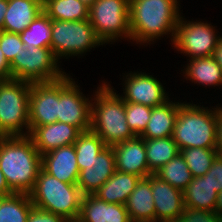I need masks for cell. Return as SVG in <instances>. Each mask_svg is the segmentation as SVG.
Instances as JSON below:
<instances>
[{"instance_id":"obj_10","label":"cell","mask_w":222,"mask_h":222,"mask_svg":"<svg viewBox=\"0 0 222 222\" xmlns=\"http://www.w3.org/2000/svg\"><path fill=\"white\" fill-rule=\"evenodd\" d=\"M180 17L177 24L174 46L187 54L191 59L213 56L221 37L215 34V29L204 22L183 21Z\"/></svg>"},{"instance_id":"obj_6","label":"cell","mask_w":222,"mask_h":222,"mask_svg":"<svg viewBox=\"0 0 222 222\" xmlns=\"http://www.w3.org/2000/svg\"><path fill=\"white\" fill-rule=\"evenodd\" d=\"M30 90L31 82L28 81H0V136L29 135ZM22 127L27 133H23Z\"/></svg>"},{"instance_id":"obj_37","label":"cell","mask_w":222,"mask_h":222,"mask_svg":"<svg viewBox=\"0 0 222 222\" xmlns=\"http://www.w3.org/2000/svg\"><path fill=\"white\" fill-rule=\"evenodd\" d=\"M204 177H208L218 193L222 190V155L216 156Z\"/></svg>"},{"instance_id":"obj_12","label":"cell","mask_w":222,"mask_h":222,"mask_svg":"<svg viewBox=\"0 0 222 222\" xmlns=\"http://www.w3.org/2000/svg\"><path fill=\"white\" fill-rule=\"evenodd\" d=\"M58 121V80L31 83L29 93V126Z\"/></svg>"},{"instance_id":"obj_33","label":"cell","mask_w":222,"mask_h":222,"mask_svg":"<svg viewBox=\"0 0 222 222\" xmlns=\"http://www.w3.org/2000/svg\"><path fill=\"white\" fill-rule=\"evenodd\" d=\"M151 112L152 107L125 102L127 124L135 136H140L144 132L150 120Z\"/></svg>"},{"instance_id":"obj_47","label":"cell","mask_w":222,"mask_h":222,"mask_svg":"<svg viewBox=\"0 0 222 222\" xmlns=\"http://www.w3.org/2000/svg\"><path fill=\"white\" fill-rule=\"evenodd\" d=\"M136 222H158V221H136Z\"/></svg>"},{"instance_id":"obj_14","label":"cell","mask_w":222,"mask_h":222,"mask_svg":"<svg viewBox=\"0 0 222 222\" xmlns=\"http://www.w3.org/2000/svg\"><path fill=\"white\" fill-rule=\"evenodd\" d=\"M126 79L125 96H121L124 102L138 103L153 108L169 100L163 85L152 75L141 72L129 73Z\"/></svg>"},{"instance_id":"obj_39","label":"cell","mask_w":222,"mask_h":222,"mask_svg":"<svg viewBox=\"0 0 222 222\" xmlns=\"http://www.w3.org/2000/svg\"><path fill=\"white\" fill-rule=\"evenodd\" d=\"M216 150L219 155H222V108L218 107L217 135H216Z\"/></svg>"},{"instance_id":"obj_3","label":"cell","mask_w":222,"mask_h":222,"mask_svg":"<svg viewBox=\"0 0 222 222\" xmlns=\"http://www.w3.org/2000/svg\"><path fill=\"white\" fill-rule=\"evenodd\" d=\"M111 88L103 83L91 103V130L109 147L135 137L127 124L125 102Z\"/></svg>"},{"instance_id":"obj_15","label":"cell","mask_w":222,"mask_h":222,"mask_svg":"<svg viewBox=\"0 0 222 222\" xmlns=\"http://www.w3.org/2000/svg\"><path fill=\"white\" fill-rule=\"evenodd\" d=\"M147 177L151 182L155 204V221L173 222L185 209L183 192L172 187L155 174H150Z\"/></svg>"},{"instance_id":"obj_27","label":"cell","mask_w":222,"mask_h":222,"mask_svg":"<svg viewBox=\"0 0 222 222\" xmlns=\"http://www.w3.org/2000/svg\"><path fill=\"white\" fill-rule=\"evenodd\" d=\"M43 11L52 20L82 21L89 19V8L80 0H47Z\"/></svg>"},{"instance_id":"obj_21","label":"cell","mask_w":222,"mask_h":222,"mask_svg":"<svg viewBox=\"0 0 222 222\" xmlns=\"http://www.w3.org/2000/svg\"><path fill=\"white\" fill-rule=\"evenodd\" d=\"M179 102L170 100L153 107L150 120L140 137L144 139L165 138L173 135L176 117L179 111Z\"/></svg>"},{"instance_id":"obj_26","label":"cell","mask_w":222,"mask_h":222,"mask_svg":"<svg viewBox=\"0 0 222 222\" xmlns=\"http://www.w3.org/2000/svg\"><path fill=\"white\" fill-rule=\"evenodd\" d=\"M186 78L203 85H222V69L213 56L190 59Z\"/></svg>"},{"instance_id":"obj_4","label":"cell","mask_w":222,"mask_h":222,"mask_svg":"<svg viewBox=\"0 0 222 222\" xmlns=\"http://www.w3.org/2000/svg\"><path fill=\"white\" fill-rule=\"evenodd\" d=\"M214 109L179 104L172 135L179 151L194 147L216 148L218 108Z\"/></svg>"},{"instance_id":"obj_9","label":"cell","mask_w":222,"mask_h":222,"mask_svg":"<svg viewBox=\"0 0 222 222\" xmlns=\"http://www.w3.org/2000/svg\"><path fill=\"white\" fill-rule=\"evenodd\" d=\"M130 0H96L89 8V22L103 43L123 37L131 40Z\"/></svg>"},{"instance_id":"obj_43","label":"cell","mask_w":222,"mask_h":222,"mask_svg":"<svg viewBox=\"0 0 222 222\" xmlns=\"http://www.w3.org/2000/svg\"><path fill=\"white\" fill-rule=\"evenodd\" d=\"M215 212L222 216V190L218 193Z\"/></svg>"},{"instance_id":"obj_22","label":"cell","mask_w":222,"mask_h":222,"mask_svg":"<svg viewBox=\"0 0 222 222\" xmlns=\"http://www.w3.org/2000/svg\"><path fill=\"white\" fill-rule=\"evenodd\" d=\"M125 207L131 222L155 221V204L148 177L140 178L135 190L128 197Z\"/></svg>"},{"instance_id":"obj_29","label":"cell","mask_w":222,"mask_h":222,"mask_svg":"<svg viewBox=\"0 0 222 222\" xmlns=\"http://www.w3.org/2000/svg\"><path fill=\"white\" fill-rule=\"evenodd\" d=\"M31 198L26 193L0 197V222H27Z\"/></svg>"},{"instance_id":"obj_23","label":"cell","mask_w":222,"mask_h":222,"mask_svg":"<svg viewBox=\"0 0 222 222\" xmlns=\"http://www.w3.org/2000/svg\"><path fill=\"white\" fill-rule=\"evenodd\" d=\"M141 177L132 173H115L94 193L98 199L107 203L125 205L128 197L135 190Z\"/></svg>"},{"instance_id":"obj_40","label":"cell","mask_w":222,"mask_h":222,"mask_svg":"<svg viewBox=\"0 0 222 222\" xmlns=\"http://www.w3.org/2000/svg\"><path fill=\"white\" fill-rule=\"evenodd\" d=\"M14 194V192L9 188L4 174L0 169V197L10 196Z\"/></svg>"},{"instance_id":"obj_28","label":"cell","mask_w":222,"mask_h":222,"mask_svg":"<svg viewBox=\"0 0 222 222\" xmlns=\"http://www.w3.org/2000/svg\"><path fill=\"white\" fill-rule=\"evenodd\" d=\"M52 19L44 12H40L20 37L24 47L50 48Z\"/></svg>"},{"instance_id":"obj_41","label":"cell","mask_w":222,"mask_h":222,"mask_svg":"<svg viewBox=\"0 0 222 222\" xmlns=\"http://www.w3.org/2000/svg\"><path fill=\"white\" fill-rule=\"evenodd\" d=\"M213 57L215 58L218 65L222 69V36L221 39L219 40L217 48L214 51Z\"/></svg>"},{"instance_id":"obj_36","label":"cell","mask_w":222,"mask_h":222,"mask_svg":"<svg viewBox=\"0 0 222 222\" xmlns=\"http://www.w3.org/2000/svg\"><path fill=\"white\" fill-rule=\"evenodd\" d=\"M27 222H70L66 218L32 205Z\"/></svg>"},{"instance_id":"obj_45","label":"cell","mask_w":222,"mask_h":222,"mask_svg":"<svg viewBox=\"0 0 222 222\" xmlns=\"http://www.w3.org/2000/svg\"><path fill=\"white\" fill-rule=\"evenodd\" d=\"M35 1L36 3L40 4L42 7H44L45 3L47 0H33Z\"/></svg>"},{"instance_id":"obj_24","label":"cell","mask_w":222,"mask_h":222,"mask_svg":"<svg viewBox=\"0 0 222 222\" xmlns=\"http://www.w3.org/2000/svg\"><path fill=\"white\" fill-rule=\"evenodd\" d=\"M218 192L208 177H195L183 191L184 206L196 210L215 211Z\"/></svg>"},{"instance_id":"obj_17","label":"cell","mask_w":222,"mask_h":222,"mask_svg":"<svg viewBox=\"0 0 222 222\" xmlns=\"http://www.w3.org/2000/svg\"><path fill=\"white\" fill-rule=\"evenodd\" d=\"M116 170L123 173H132L141 178L152 174L149 171L145 139L135 136L132 139L113 146Z\"/></svg>"},{"instance_id":"obj_18","label":"cell","mask_w":222,"mask_h":222,"mask_svg":"<svg viewBox=\"0 0 222 222\" xmlns=\"http://www.w3.org/2000/svg\"><path fill=\"white\" fill-rule=\"evenodd\" d=\"M41 168L64 183L77 184L80 170L74 144L62 146L43 154Z\"/></svg>"},{"instance_id":"obj_35","label":"cell","mask_w":222,"mask_h":222,"mask_svg":"<svg viewBox=\"0 0 222 222\" xmlns=\"http://www.w3.org/2000/svg\"><path fill=\"white\" fill-rule=\"evenodd\" d=\"M173 222H222V216L215 211L184 209L183 213Z\"/></svg>"},{"instance_id":"obj_46","label":"cell","mask_w":222,"mask_h":222,"mask_svg":"<svg viewBox=\"0 0 222 222\" xmlns=\"http://www.w3.org/2000/svg\"><path fill=\"white\" fill-rule=\"evenodd\" d=\"M70 222H82V221H80V220L77 218V219H74L73 221H70Z\"/></svg>"},{"instance_id":"obj_44","label":"cell","mask_w":222,"mask_h":222,"mask_svg":"<svg viewBox=\"0 0 222 222\" xmlns=\"http://www.w3.org/2000/svg\"><path fill=\"white\" fill-rule=\"evenodd\" d=\"M84 5L90 8L96 0H80Z\"/></svg>"},{"instance_id":"obj_11","label":"cell","mask_w":222,"mask_h":222,"mask_svg":"<svg viewBox=\"0 0 222 222\" xmlns=\"http://www.w3.org/2000/svg\"><path fill=\"white\" fill-rule=\"evenodd\" d=\"M79 90L67 75L58 80V122L77 127L82 132L91 129V102Z\"/></svg>"},{"instance_id":"obj_5","label":"cell","mask_w":222,"mask_h":222,"mask_svg":"<svg viewBox=\"0 0 222 222\" xmlns=\"http://www.w3.org/2000/svg\"><path fill=\"white\" fill-rule=\"evenodd\" d=\"M29 196L33 205L73 221L79 218L84 195L77 184L64 183L41 168Z\"/></svg>"},{"instance_id":"obj_38","label":"cell","mask_w":222,"mask_h":222,"mask_svg":"<svg viewBox=\"0 0 222 222\" xmlns=\"http://www.w3.org/2000/svg\"><path fill=\"white\" fill-rule=\"evenodd\" d=\"M12 79L10 63L5 58L2 49L0 48V81Z\"/></svg>"},{"instance_id":"obj_20","label":"cell","mask_w":222,"mask_h":222,"mask_svg":"<svg viewBox=\"0 0 222 222\" xmlns=\"http://www.w3.org/2000/svg\"><path fill=\"white\" fill-rule=\"evenodd\" d=\"M42 11L33 0H8L2 31L22 33Z\"/></svg>"},{"instance_id":"obj_8","label":"cell","mask_w":222,"mask_h":222,"mask_svg":"<svg viewBox=\"0 0 222 222\" xmlns=\"http://www.w3.org/2000/svg\"><path fill=\"white\" fill-rule=\"evenodd\" d=\"M57 62L51 48L24 47L10 63L12 79L31 83L57 81L67 75Z\"/></svg>"},{"instance_id":"obj_1","label":"cell","mask_w":222,"mask_h":222,"mask_svg":"<svg viewBox=\"0 0 222 222\" xmlns=\"http://www.w3.org/2000/svg\"><path fill=\"white\" fill-rule=\"evenodd\" d=\"M41 161L42 155L29 136H0V169L14 193L33 190Z\"/></svg>"},{"instance_id":"obj_32","label":"cell","mask_w":222,"mask_h":222,"mask_svg":"<svg viewBox=\"0 0 222 222\" xmlns=\"http://www.w3.org/2000/svg\"><path fill=\"white\" fill-rule=\"evenodd\" d=\"M106 147L103 140L91 129L82 131L74 143L77 164H87Z\"/></svg>"},{"instance_id":"obj_19","label":"cell","mask_w":222,"mask_h":222,"mask_svg":"<svg viewBox=\"0 0 222 222\" xmlns=\"http://www.w3.org/2000/svg\"><path fill=\"white\" fill-rule=\"evenodd\" d=\"M82 222H131L123 204L107 203L94 195H84L80 215Z\"/></svg>"},{"instance_id":"obj_34","label":"cell","mask_w":222,"mask_h":222,"mask_svg":"<svg viewBox=\"0 0 222 222\" xmlns=\"http://www.w3.org/2000/svg\"><path fill=\"white\" fill-rule=\"evenodd\" d=\"M0 48L7 61L11 63L16 56H19L24 43L19 34L0 31Z\"/></svg>"},{"instance_id":"obj_30","label":"cell","mask_w":222,"mask_h":222,"mask_svg":"<svg viewBox=\"0 0 222 222\" xmlns=\"http://www.w3.org/2000/svg\"><path fill=\"white\" fill-rule=\"evenodd\" d=\"M154 174L182 192L193 180L191 171L181 153H178Z\"/></svg>"},{"instance_id":"obj_42","label":"cell","mask_w":222,"mask_h":222,"mask_svg":"<svg viewBox=\"0 0 222 222\" xmlns=\"http://www.w3.org/2000/svg\"><path fill=\"white\" fill-rule=\"evenodd\" d=\"M8 0H0V31H2L5 12L7 11Z\"/></svg>"},{"instance_id":"obj_25","label":"cell","mask_w":222,"mask_h":222,"mask_svg":"<svg viewBox=\"0 0 222 222\" xmlns=\"http://www.w3.org/2000/svg\"><path fill=\"white\" fill-rule=\"evenodd\" d=\"M145 150L149 171L152 174L180 153L172 136L145 139Z\"/></svg>"},{"instance_id":"obj_13","label":"cell","mask_w":222,"mask_h":222,"mask_svg":"<svg viewBox=\"0 0 222 222\" xmlns=\"http://www.w3.org/2000/svg\"><path fill=\"white\" fill-rule=\"evenodd\" d=\"M78 168L77 186L83 195H94L116 171L113 147L106 146L95 159L87 164H78Z\"/></svg>"},{"instance_id":"obj_31","label":"cell","mask_w":222,"mask_h":222,"mask_svg":"<svg viewBox=\"0 0 222 222\" xmlns=\"http://www.w3.org/2000/svg\"><path fill=\"white\" fill-rule=\"evenodd\" d=\"M193 178L204 176L218 155L216 148H187L180 150Z\"/></svg>"},{"instance_id":"obj_16","label":"cell","mask_w":222,"mask_h":222,"mask_svg":"<svg viewBox=\"0 0 222 222\" xmlns=\"http://www.w3.org/2000/svg\"><path fill=\"white\" fill-rule=\"evenodd\" d=\"M29 137L41 155L66 145H73L81 131L72 125L55 122L42 126H30Z\"/></svg>"},{"instance_id":"obj_7","label":"cell","mask_w":222,"mask_h":222,"mask_svg":"<svg viewBox=\"0 0 222 222\" xmlns=\"http://www.w3.org/2000/svg\"><path fill=\"white\" fill-rule=\"evenodd\" d=\"M50 48L54 56L81 55L88 49L103 45L89 19L82 21L52 20Z\"/></svg>"},{"instance_id":"obj_2","label":"cell","mask_w":222,"mask_h":222,"mask_svg":"<svg viewBox=\"0 0 222 222\" xmlns=\"http://www.w3.org/2000/svg\"><path fill=\"white\" fill-rule=\"evenodd\" d=\"M177 0H130L131 40L150 43L170 32L174 40L180 19Z\"/></svg>"}]
</instances>
